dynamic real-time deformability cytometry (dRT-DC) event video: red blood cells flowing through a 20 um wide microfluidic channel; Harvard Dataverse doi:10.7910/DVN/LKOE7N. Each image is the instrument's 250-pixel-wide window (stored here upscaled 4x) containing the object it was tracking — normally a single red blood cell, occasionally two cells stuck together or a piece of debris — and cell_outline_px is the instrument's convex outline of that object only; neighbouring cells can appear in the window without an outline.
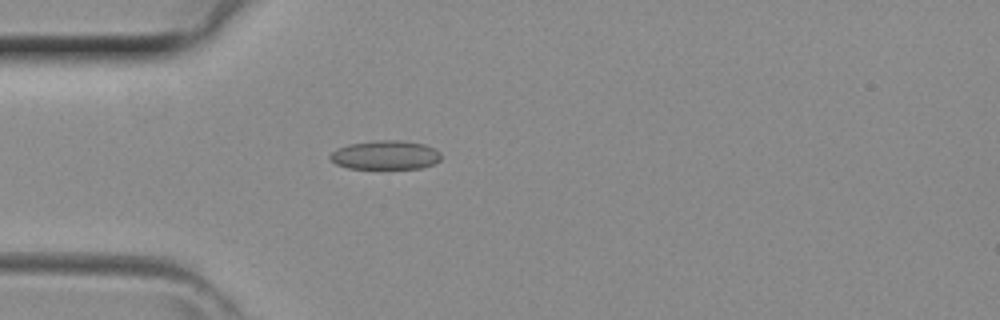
{"species": "common noctule bat (a hibernating species)", "species_latin": "Nyctalus noctula", "temperature_condition": "room temperature", "stored_images_in_passage": 41, "camera_frame_rate_fps": 3000, "um_per_image_px": 0.085, "animal": {"sex": "female", "body_mass_g": 29.2, "forearm_length_mm": 56.3}, "frame": {"image": 1, "passage_image": 11, "time_ms": 3.333, "image_size_px": [1000, 320], "cell_outline_px": [[440, 160], [432, 164], [420, 168], [348, 168], [336, 164], [328, 156], [336, 148], [348, 144], [380, 140], [396, 140], [424, 144], [440, 152]], "centroid_in_image_um": [32.72, 13.17], "position_along_channel_um": 52.3, "area_um2": 18.5}}
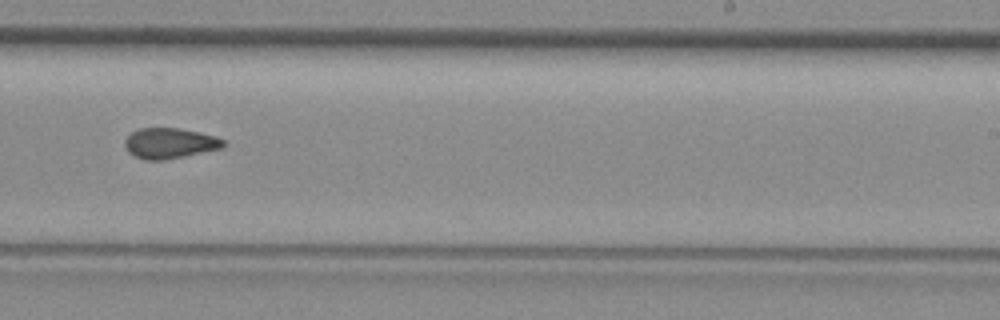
{"frame": {"image": 2, "passage_image": 25, "time_ms": 8.0, "image_size_px": [1000, 320], "cell_outline_px": [[224, 148], [164, 160], [144, 160], [128, 152], [124, 144], [124, 140], [132, 132], [140, 128], [176, 128], [216, 136], [224, 140]], "centroid_in_image_um": [14.42, 12.18], "position_along_channel_um": 274.6, "area_um2": 17.4}}
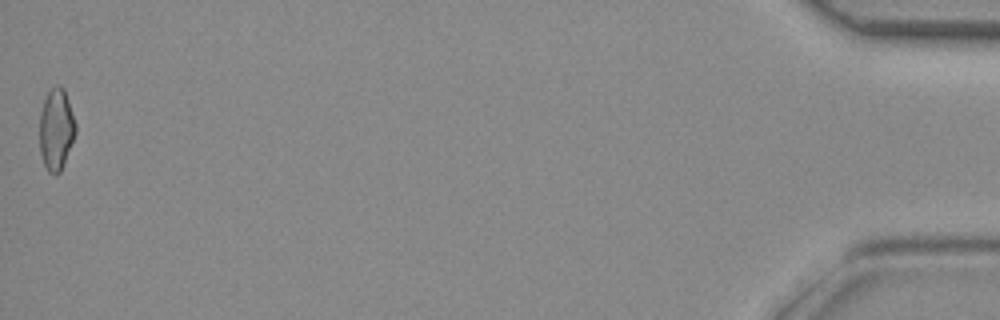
{"frame": {"image": 3, "passage_image": 41, "time_ms": 13.333, "image_size_px": [1000, 320], "cell_outline_px": [[76, 132], [60, 172], [56, 176], [48, 172], [44, 164], [40, 152], [40, 112], [44, 100], [48, 92], [56, 84], [60, 84], [64, 88], [76, 124]], "centroid_in_image_um": [4.77, 10.99], "position_along_channel_um": 430.4, "area_um2": 17.05}}